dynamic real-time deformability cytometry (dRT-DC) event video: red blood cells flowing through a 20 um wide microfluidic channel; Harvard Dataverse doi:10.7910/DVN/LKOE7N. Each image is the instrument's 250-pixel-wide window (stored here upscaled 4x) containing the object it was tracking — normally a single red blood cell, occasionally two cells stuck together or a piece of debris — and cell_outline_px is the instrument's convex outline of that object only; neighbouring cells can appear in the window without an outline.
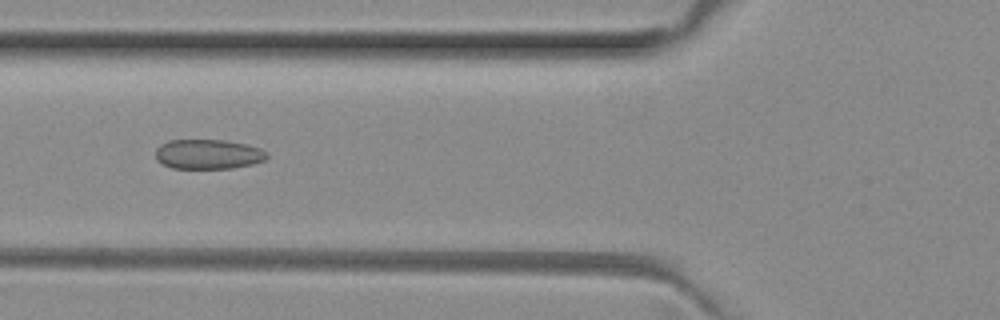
{"species": "common noctule bat (a hibernating species)", "species_latin": "Nyctalus noctula", "temperature_condition": "room temperature", "stored_images_in_passage": 3, "camera_frame_rate_fps": 3000, "um_per_image_px": 0.085, "animal": {"sex": "female", "body_mass_g": 29.2, "forearm_length_mm": 56.3}, "frame": {"image": 1, "passage_image": 3, "time_ms": 0.667, "image_size_px": [1000, 320], "cell_outline_px": [[268, 156], [264, 160], [252, 164], [232, 168], [172, 168], [156, 160], [156, 148], [160, 144], [168, 140], [224, 140], [244, 144], [260, 148], [268, 152]], "centroid_in_image_um": [17.68, 13.1], "position_along_channel_um": 108.1, "area_um2": 19.25}}